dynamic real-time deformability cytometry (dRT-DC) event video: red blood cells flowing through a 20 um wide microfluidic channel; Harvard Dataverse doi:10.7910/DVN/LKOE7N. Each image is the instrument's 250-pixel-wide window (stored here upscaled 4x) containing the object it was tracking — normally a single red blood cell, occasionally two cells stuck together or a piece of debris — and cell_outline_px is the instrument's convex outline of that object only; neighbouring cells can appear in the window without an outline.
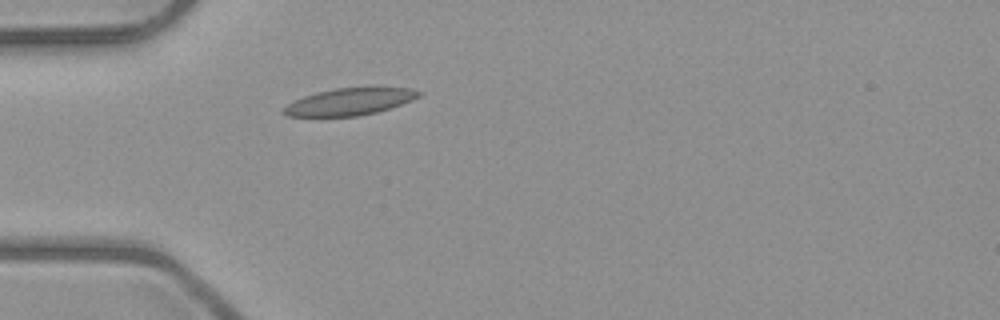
{"species": "common noctule bat (a hibernating species)", "species_latin": "Nyctalus noctula", "temperature_condition": "room temperature", "stored_images_in_passage": 1, "camera_frame_rate_fps": 3000, "um_per_image_px": 0.085, "animal": {"sex": "male", "body_mass_g": 23.1, "forearm_length_mm": 52.7}, "frame": {"image": 1, "passage_image": 1, "time_ms": 0.0, "image_size_px": [1000, 320], "cell_outline_px": [[424, 92], [420, 96], [412, 100], [376, 112], [356, 116], [284, 116], [280, 112], [280, 108], [304, 96], [316, 92], [336, 88], [376, 84], [412, 88]], "centroid_in_image_um": [29.78, 8.58], "position_along_channel_um": 55.2, "area_um2": 22.2}}